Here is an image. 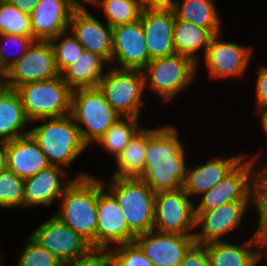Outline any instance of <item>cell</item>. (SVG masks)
<instances>
[{"mask_svg": "<svg viewBox=\"0 0 267 266\" xmlns=\"http://www.w3.org/2000/svg\"><path fill=\"white\" fill-rule=\"evenodd\" d=\"M175 126L148 129L144 172L139 177L156 193L183 186L187 166L184 147Z\"/></svg>", "mask_w": 267, "mask_h": 266, "instance_id": "1", "label": "cell"}, {"mask_svg": "<svg viewBox=\"0 0 267 266\" xmlns=\"http://www.w3.org/2000/svg\"><path fill=\"white\" fill-rule=\"evenodd\" d=\"M56 216L96 248L98 179L82 172L65 188Z\"/></svg>", "mask_w": 267, "mask_h": 266, "instance_id": "2", "label": "cell"}, {"mask_svg": "<svg viewBox=\"0 0 267 266\" xmlns=\"http://www.w3.org/2000/svg\"><path fill=\"white\" fill-rule=\"evenodd\" d=\"M40 120L45 123L30 129L29 134L38 143L51 165L69 168L71 162L87 148L77 124L70 114L42 118L35 122Z\"/></svg>", "mask_w": 267, "mask_h": 266, "instance_id": "3", "label": "cell"}, {"mask_svg": "<svg viewBox=\"0 0 267 266\" xmlns=\"http://www.w3.org/2000/svg\"><path fill=\"white\" fill-rule=\"evenodd\" d=\"M107 187L105 189L116 197L128 229L135 236L154 229L155 192L144 180L112 177Z\"/></svg>", "mask_w": 267, "mask_h": 266, "instance_id": "4", "label": "cell"}, {"mask_svg": "<svg viewBox=\"0 0 267 266\" xmlns=\"http://www.w3.org/2000/svg\"><path fill=\"white\" fill-rule=\"evenodd\" d=\"M16 91L30 122L70 114L73 90L61 74L48 80L22 85Z\"/></svg>", "mask_w": 267, "mask_h": 266, "instance_id": "5", "label": "cell"}, {"mask_svg": "<svg viewBox=\"0 0 267 266\" xmlns=\"http://www.w3.org/2000/svg\"><path fill=\"white\" fill-rule=\"evenodd\" d=\"M83 142L88 146L97 142L106 130L121 117L106 101L98 88H80L72 91L71 111ZM83 124L86 128L82 127Z\"/></svg>", "mask_w": 267, "mask_h": 266, "instance_id": "6", "label": "cell"}, {"mask_svg": "<svg viewBox=\"0 0 267 266\" xmlns=\"http://www.w3.org/2000/svg\"><path fill=\"white\" fill-rule=\"evenodd\" d=\"M198 66L190 58L177 53L153 59L142 70L145 88L149 86L168 103L189 86Z\"/></svg>", "mask_w": 267, "mask_h": 266, "instance_id": "7", "label": "cell"}, {"mask_svg": "<svg viewBox=\"0 0 267 266\" xmlns=\"http://www.w3.org/2000/svg\"><path fill=\"white\" fill-rule=\"evenodd\" d=\"M101 78L98 88L106 101L121 117L139 118L145 90L144 75L141 70L118 69L109 66Z\"/></svg>", "mask_w": 267, "mask_h": 266, "instance_id": "8", "label": "cell"}, {"mask_svg": "<svg viewBox=\"0 0 267 266\" xmlns=\"http://www.w3.org/2000/svg\"><path fill=\"white\" fill-rule=\"evenodd\" d=\"M255 159H243L219 183L203 193L195 211L213 210L234 201H256Z\"/></svg>", "mask_w": 267, "mask_h": 266, "instance_id": "9", "label": "cell"}, {"mask_svg": "<svg viewBox=\"0 0 267 266\" xmlns=\"http://www.w3.org/2000/svg\"><path fill=\"white\" fill-rule=\"evenodd\" d=\"M181 187L155 193L154 230L179 235H194L195 207Z\"/></svg>", "mask_w": 267, "mask_h": 266, "instance_id": "10", "label": "cell"}, {"mask_svg": "<svg viewBox=\"0 0 267 266\" xmlns=\"http://www.w3.org/2000/svg\"><path fill=\"white\" fill-rule=\"evenodd\" d=\"M59 75L51 42L35 40L27 52L5 72L4 78L7 87L16 90L22 85Z\"/></svg>", "mask_w": 267, "mask_h": 266, "instance_id": "11", "label": "cell"}, {"mask_svg": "<svg viewBox=\"0 0 267 266\" xmlns=\"http://www.w3.org/2000/svg\"><path fill=\"white\" fill-rule=\"evenodd\" d=\"M106 185L98 179L96 248L101 249H110L113 243H132L135 239L116 197L109 190L105 193Z\"/></svg>", "mask_w": 267, "mask_h": 266, "instance_id": "12", "label": "cell"}, {"mask_svg": "<svg viewBox=\"0 0 267 266\" xmlns=\"http://www.w3.org/2000/svg\"><path fill=\"white\" fill-rule=\"evenodd\" d=\"M30 236L63 264L86 254L92 248L84 238L54 215Z\"/></svg>", "mask_w": 267, "mask_h": 266, "instance_id": "13", "label": "cell"}, {"mask_svg": "<svg viewBox=\"0 0 267 266\" xmlns=\"http://www.w3.org/2000/svg\"><path fill=\"white\" fill-rule=\"evenodd\" d=\"M112 47L111 62L119 65L115 68L142 71L151 61L140 19L112 27Z\"/></svg>", "mask_w": 267, "mask_h": 266, "instance_id": "14", "label": "cell"}, {"mask_svg": "<svg viewBox=\"0 0 267 266\" xmlns=\"http://www.w3.org/2000/svg\"><path fill=\"white\" fill-rule=\"evenodd\" d=\"M250 202L256 207V201H234L213 210L195 211V226L202 229L201 232L194 233L195 243L223 241V235L235 230L242 223Z\"/></svg>", "mask_w": 267, "mask_h": 266, "instance_id": "15", "label": "cell"}, {"mask_svg": "<svg viewBox=\"0 0 267 266\" xmlns=\"http://www.w3.org/2000/svg\"><path fill=\"white\" fill-rule=\"evenodd\" d=\"M134 242L154 266H180L195 239L194 235L169 234L153 229L135 236Z\"/></svg>", "mask_w": 267, "mask_h": 266, "instance_id": "16", "label": "cell"}, {"mask_svg": "<svg viewBox=\"0 0 267 266\" xmlns=\"http://www.w3.org/2000/svg\"><path fill=\"white\" fill-rule=\"evenodd\" d=\"M220 33L215 34L206 53L204 61L211 78H226L244 74L252 55V48L234 42L220 41Z\"/></svg>", "mask_w": 267, "mask_h": 266, "instance_id": "17", "label": "cell"}, {"mask_svg": "<svg viewBox=\"0 0 267 266\" xmlns=\"http://www.w3.org/2000/svg\"><path fill=\"white\" fill-rule=\"evenodd\" d=\"M140 20L151 60L176 53L173 41L175 15L169 6L143 8Z\"/></svg>", "mask_w": 267, "mask_h": 266, "instance_id": "18", "label": "cell"}, {"mask_svg": "<svg viewBox=\"0 0 267 266\" xmlns=\"http://www.w3.org/2000/svg\"><path fill=\"white\" fill-rule=\"evenodd\" d=\"M69 29L85 50L101 56L108 63L111 62L112 27L109 24L104 26L86 8L74 9Z\"/></svg>", "mask_w": 267, "mask_h": 266, "instance_id": "19", "label": "cell"}, {"mask_svg": "<svg viewBox=\"0 0 267 266\" xmlns=\"http://www.w3.org/2000/svg\"><path fill=\"white\" fill-rule=\"evenodd\" d=\"M73 10L69 0H40L30 14L33 38L50 41L69 30Z\"/></svg>", "mask_w": 267, "mask_h": 266, "instance_id": "20", "label": "cell"}, {"mask_svg": "<svg viewBox=\"0 0 267 266\" xmlns=\"http://www.w3.org/2000/svg\"><path fill=\"white\" fill-rule=\"evenodd\" d=\"M62 168L58 165H49L36 175L24 180L25 208L35 205L49 206L55 199H60L65 188L73 180L62 182L63 176L66 178L67 175Z\"/></svg>", "mask_w": 267, "mask_h": 266, "instance_id": "21", "label": "cell"}, {"mask_svg": "<svg viewBox=\"0 0 267 266\" xmlns=\"http://www.w3.org/2000/svg\"><path fill=\"white\" fill-rule=\"evenodd\" d=\"M211 266H257L263 253L251 249L263 250L262 234L257 229L243 245L214 241L204 244ZM256 247V248H255Z\"/></svg>", "mask_w": 267, "mask_h": 266, "instance_id": "22", "label": "cell"}, {"mask_svg": "<svg viewBox=\"0 0 267 266\" xmlns=\"http://www.w3.org/2000/svg\"><path fill=\"white\" fill-rule=\"evenodd\" d=\"M6 163L8 170L24 180L51 165L30 134L8 142Z\"/></svg>", "mask_w": 267, "mask_h": 266, "instance_id": "23", "label": "cell"}, {"mask_svg": "<svg viewBox=\"0 0 267 266\" xmlns=\"http://www.w3.org/2000/svg\"><path fill=\"white\" fill-rule=\"evenodd\" d=\"M246 156L237 155L226 159H210L206 164H199L192 170L187 168L186 179L183 184L185 192L190 195L203 193L219 183L231 172Z\"/></svg>", "mask_w": 267, "mask_h": 266, "instance_id": "24", "label": "cell"}, {"mask_svg": "<svg viewBox=\"0 0 267 266\" xmlns=\"http://www.w3.org/2000/svg\"><path fill=\"white\" fill-rule=\"evenodd\" d=\"M29 122L19 93L7 88L0 95V140L9 142L29 134L30 130H22Z\"/></svg>", "mask_w": 267, "mask_h": 266, "instance_id": "25", "label": "cell"}, {"mask_svg": "<svg viewBox=\"0 0 267 266\" xmlns=\"http://www.w3.org/2000/svg\"><path fill=\"white\" fill-rule=\"evenodd\" d=\"M169 7L176 18L221 33L220 18L213 0H170Z\"/></svg>", "mask_w": 267, "mask_h": 266, "instance_id": "26", "label": "cell"}, {"mask_svg": "<svg viewBox=\"0 0 267 266\" xmlns=\"http://www.w3.org/2000/svg\"><path fill=\"white\" fill-rule=\"evenodd\" d=\"M106 61L91 51L84 50L81 56L62 74L63 80L72 89L98 87L104 76L103 66Z\"/></svg>", "mask_w": 267, "mask_h": 266, "instance_id": "27", "label": "cell"}, {"mask_svg": "<svg viewBox=\"0 0 267 266\" xmlns=\"http://www.w3.org/2000/svg\"><path fill=\"white\" fill-rule=\"evenodd\" d=\"M214 34L206 29L194 24L182 21L175 17L173 41L177 54L190 58L198 65L199 49L204 47L205 53Z\"/></svg>", "mask_w": 267, "mask_h": 266, "instance_id": "28", "label": "cell"}, {"mask_svg": "<svg viewBox=\"0 0 267 266\" xmlns=\"http://www.w3.org/2000/svg\"><path fill=\"white\" fill-rule=\"evenodd\" d=\"M147 141L148 129L141 128L117 156V171H115L112 177L139 178L142 175L144 172Z\"/></svg>", "mask_w": 267, "mask_h": 266, "instance_id": "29", "label": "cell"}, {"mask_svg": "<svg viewBox=\"0 0 267 266\" xmlns=\"http://www.w3.org/2000/svg\"><path fill=\"white\" fill-rule=\"evenodd\" d=\"M138 125L137 117H119L96 143L117 158L141 129Z\"/></svg>", "mask_w": 267, "mask_h": 266, "instance_id": "30", "label": "cell"}, {"mask_svg": "<svg viewBox=\"0 0 267 266\" xmlns=\"http://www.w3.org/2000/svg\"><path fill=\"white\" fill-rule=\"evenodd\" d=\"M106 17V23L111 27L135 22L140 19L143 7L137 0H99Z\"/></svg>", "mask_w": 267, "mask_h": 266, "instance_id": "31", "label": "cell"}, {"mask_svg": "<svg viewBox=\"0 0 267 266\" xmlns=\"http://www.w3.org/2000/svg\"><path fill=\"white\" fill-rule=\"evenodd\" d=\"M0 33L33 36L30 15L7 0L0 1Z\"/></svg>", "mask_w": 267, "mask_h": 266, "instance_id": "32", "label": "cell"}, {"mask_svg": "<svg viewBox=\"0 0 267 266\" xmlns=\"http://www.w3.org/2000/svg\"><path fill=\"white\" fill-rule=\"evenodd\" d=\"M67 31L59 33L55 38L50 40L55 53L56 68L60 74L71 64H74L85 50L73 33L72 35H68L67 33L69 32Z\"/></svg>", "mask_w": 267, "mask_h": 266, "instance_id": "33", "label": "cell"}, {"mask_svg": "<svg viewBox=\"0 0 267 266\" xmlns=\"http://www.w3.org/2000/svg\"><path fill=\"white\" fill-rule=\"evenodd\" d=\"M24 207V179L6 169L0 172V207Z\"/></svg>", "mask_w": 267, "mask_h": 266, "instance_id": "34", "label": "cell"}, {"mask_svg": "<svg viewBox=\"0 0 267 266\" xmlns=\"http://www.w3.org/2000/svg\"><path fill=\"white\" fill-rule=\"evenodd\" d=\"M27 241V245L21 251L22 253L17 260L16 266H63L59 259L36 242L30 235Z\"/></svg>", "mask_w": 267, "mask_h": 266, "instance_id": "35", "label": "cell"}, {"mask_svg": "<svg viewBox=\"0 0 267 266\" xmlns=\"http://www.w3.org/2000/svg\"><path fill=\"white\" fill-rule=\"evenodd\" d=\"M110 250L115 266H154L135 242L116 245Z\"/></svg>", "mask_w": 267, "mask_h": 266, "instance_id": "36", "label": "cell"}, {"mask_svg": "<svg viewBox=\"0 0 267 266\" xmlns=\"http://www.w3.org/2000/svg\"><path fill=\"white\" fill-rule=\"evenodd\" d=\"M5 41L10 42L15 47H19L21 49V53H18L16 56L13 55L10 57L9 54L7 55L9 51L7 52L5 50L6 48L4 49L3 45L0 44V68L4 73L27 52L28 48L35 41V39L33 38V36L0 33V43Z\"/></svg>", "mask_w": 267, "mask_h": 266, "instance_id": "37", "label": "cell"}, {"mask_svg": "<svg viewBox=\"0 0 267 266\" xmlns=\"http://www.w3.org/2000/svg\"><path fill=\"white\" fill-rule=\"evenodd\" d=\"M63 266H115V263L110 249L91 248L86 254L64 263Z\"/></svg>", "mask_w": 267, "mask_h": 266, "instance_id": "38", "label": "cell"}, {"mask_svg": "<svg viewBox=\"0 0 267 266\" xmlns=\"http://www.w3.org/2000/svg\"><path fill=\"white\" fill-rule=\"evenodd\" d=\"M256 209L259 216H267V166L256 170Z\"/></svg>", "mask_w": 267, "mask_h": 266, "instance_id": "39", "label": "cell"}, {"mask_svg": "<svg viewBox=\"0 0 267 266\" xmlns=\"http://www.w3.org/2000/svg\"><path fill=\"white\" fill-rule=\"evenodd\" d=\"M180 266H211L205 245L194 243L186 252Z\"/></svg>", "mask_w": 267, "mask_h": 266, "instance_id": "40", "label": "cell"}, {"mask_svg": "<svg viewBox=\"0 0 267 266\" xmlns=\"http://www.w3.org/2000/svg\"><path fill=\"white\" fill-rule=\"evenodd\" d=\"M257 77L256 84V106L259 109L258 111H262L267 109V67L260 66Z\"/></svg>", "mask_w": 267, "mask_h": 266, "instance_id": "41", "label": "cell"}, {"mask_svg": "<svg viewBox=\"0 0 267 266\" xmlns=\"http://www.w3.org/2000/svg\"><path fill=\"white\" fill-rule=\"evenodd\" d=\"M16 6L21 12L31 14L40 0H7Z\"/></svg>", "mask_w": 267, "mask_h": 266, "instance_id": "42", "label": "cell"}, {"mask_svg": "<svg viewBox=\"0 0 267 266\" xmlns=\"http://www.w3.org/2000/svg\"><path fill=\"white\" fill-rule=\"evenodd\" d=\"M143 8H164L170 5V0H137Z\"/></svg>", "mask_w": 267, "mask_h": 266, "instance_id": "43", "label": "cell"}, {"mask_svg": "<svg viewBox=\"0 0 267 266\" xmlns=\"http://www.w3.org/2000/svg\"><path fill=\"white\" fill-rule=\"evenodd\" d=\"M258 227L257 229L262 234L263 246L265 251H267V216H258Z\"/></svg>", "mask_w": 267, "mask_h": 266, "instance_id": "44", "label": "cell"}, {"mask_svg": "<svg viewBox=\"0 0 267 266\" xmlns=\"http://www.w3.org/2000/svg\"><path fill=\"white\" fill-rule=\"evenodd\" d=\"M7 149H8V142L0 140V172L7 169Z\"/></svg>", "mask_w": 267, "mask_h": 266, "instance_id": "45", "label": "cell"}, {"mask_svg": "<svg viewBox=\"0 0 267 266\" xmlns=\"http://www.w3.org/2000/svg\"><path fill=\"white\" fill-rule=\"evenodd\" d=\"M80 0H69L71 6L74 9H85V7L83 6V4L81 5V3L79 2ZM84 1L83 3H90V4H94L96 5L98 3L99 0H81Z\"/></svg>", "mask_w": 267, "mask_h": 266, "instance_id": "46", "label": "cell"}, {"mask_svg": "<svg viewBox=\"0 0 267 266\" xmlns=\"http://www.w3.org/2000/svg\"><path fill=\"white\" fill-rule=\"evenodd\" d=\"M257 113L260 116V122L262 125V128L265 131V134L267 135V109L262 110V111H257Z\"/></svg>", "mask_w": 267, "mask_h": 266, "instance_id": "47", "label": "cell"}, {"mask_svg": "<svg viewBox=\"0 0 267 266\" xmlns=\"http://www.w3.org/2000/svg\"><path fill=\"white\" fill-rule=\"evenodd\" d=\"M3 79V80H2ZM7 84L4 77H0V95L7 89Z\"/></svg>", "mask_w": 267, "mask_h": 266, "instance_id": "48", "label": "cell"}, {"mask_svg": "<svg viewBox=\"0 0 267 266\" xmlns=\"http://www.w3.org/2000/svg\"><path fill=\"white\" fill-rule=\"evenodd\" d=\"M4 76H5V73L0 68V77H4Z\"/></svg>", "mask_w": 267, "mask_h": 266, "instance_id": "49", "label": "cell"}]
</instances>
